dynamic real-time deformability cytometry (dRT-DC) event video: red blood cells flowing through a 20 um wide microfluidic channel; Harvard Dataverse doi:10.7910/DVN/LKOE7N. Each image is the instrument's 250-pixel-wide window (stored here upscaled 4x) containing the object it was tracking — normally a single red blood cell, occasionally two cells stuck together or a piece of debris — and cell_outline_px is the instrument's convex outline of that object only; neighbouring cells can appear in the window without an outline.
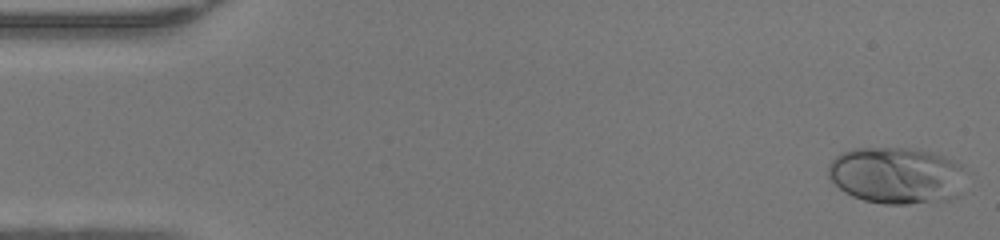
{"species": "human", "species_latin": "Homo sapiens", "temperature_condition": "warm", "stored_images_in_passage": 47, "camera_frame_rate_fps": 3000, "um_per_image_px": 0.085, "donor": {"sex": "female"}, "frame": {"image": 1, "passage_image": 1, "time_ms": 0.0, "image_size_px": [1000, 240], "cell_outline_px": [[960, 196], [948, 200], [908, 204], [884, 204], [864, 200], [852, 196], [844, 192], [828, 176], [828, 164], [836, 156], [844, 152], [856, 148], [904, 148], [932, 152], [944, 156], [960, 164]], "centroid_in_image_um": [76.16, 14.92], "position_along_channel_um": 8.8, "area_um2": 45.08}}
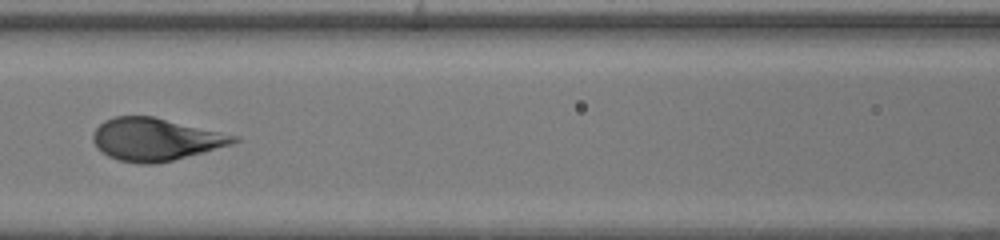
{"frame": {"image": 2, "passage_image": 21, "time_ms": 6.667, "image_size_px": [1000, 240], "cell_outline_px": [[240, 140], [232, 144], [172, 160], [156, 164], [140, 164], [116, 160], [108, 156], [96, 148], [92, 140], [92, 136], [96, 128], [104, 120], [116, 116], [152, 116], [240, 136]], "centroid_in_image_um": [13.19, 11.85], "position_along_channel_um": 153.4, "area_um2": 34.85}}
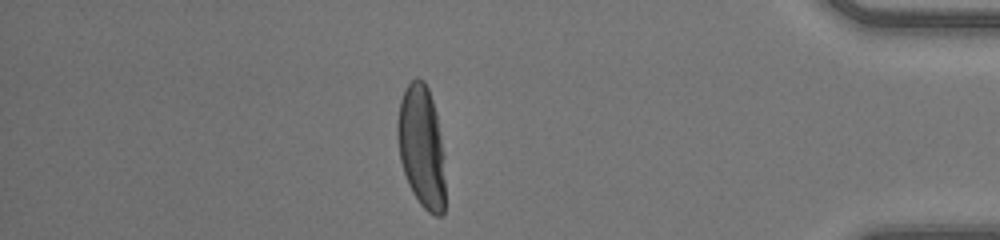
{"frame": {"image": 3, "passage_image": 41, "time_ms": 13.333, "image_size_px": [1000, 240], "cell_outline_px": [[444, 212], [440, 216], [436, 216], [428, 212], [420, 204], [412, 192], [408, 184], [400, 160], [396, 136], [396, 124], [400, 100], [408, 84], [416, 76], [424, 80], [428, 88], [436, 112], [444, 156]], "centroid_in_image_um": [35.82, 12.46], "position_along_channel_um": 399.4, "area_um2": 34.28}}